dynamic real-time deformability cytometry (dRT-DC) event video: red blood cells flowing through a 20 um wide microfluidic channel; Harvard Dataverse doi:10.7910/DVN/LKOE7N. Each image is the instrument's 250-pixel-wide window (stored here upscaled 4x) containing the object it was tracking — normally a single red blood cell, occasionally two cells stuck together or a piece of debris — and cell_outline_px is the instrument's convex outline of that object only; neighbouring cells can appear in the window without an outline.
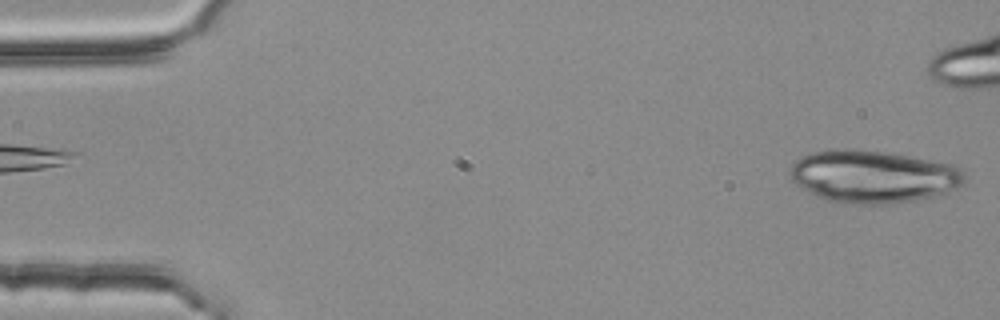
{"species": "common noctule bat (a hibernating species)", "species_latin": "Nyctalus noctula", "temperature_condition": "room temperature", "stored_images_in_passage": 4, "camera_frame_rate_fps": 3000, "um_per_image_px": 0.085, "animal": {"sex": "female", "body_mass_g": 25.1}, "frame": {"image": 1, "passage_image": 4, "time_ms": 1.0, "image_size_px": [1000, 320], "cell_outline_px": [[964, 184], [956, 188], [936, 196], [916, 200], [888, 204], [864, 204], [828, 200], [796, 184], [788, 176], [788, 172], [792, 164], [796, 160], [808, 152], [828, 148], [856, 148], [912, 156], [952, 164], [960, 168], [964, 172]], "centroid_in_image_um": [74.21, 14.97], "position_along_channel_um": 10.8, "area_um2": 53.75}}